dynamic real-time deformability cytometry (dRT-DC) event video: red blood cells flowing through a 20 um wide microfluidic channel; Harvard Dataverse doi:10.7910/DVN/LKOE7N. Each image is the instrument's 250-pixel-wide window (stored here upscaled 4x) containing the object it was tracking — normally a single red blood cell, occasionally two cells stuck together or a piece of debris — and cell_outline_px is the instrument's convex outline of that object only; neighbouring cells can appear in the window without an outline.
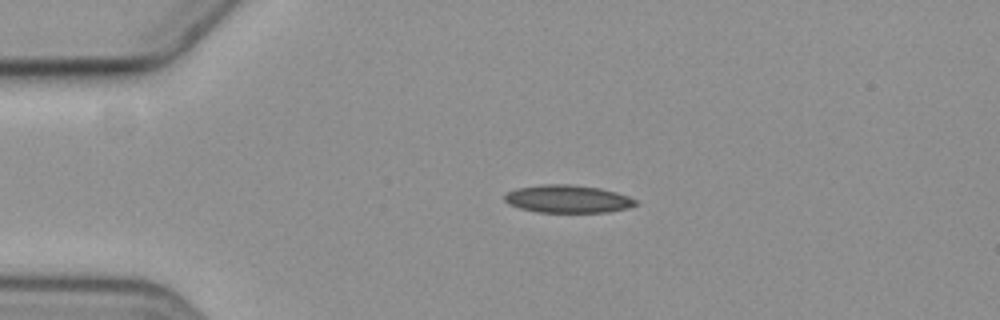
{"species": "common noctule bat (a hibernating species)", "species_latin": "Nyctalus noctula", "temperature_condition": "cold", "stored_images_in_passage": 3, "camera_frame_rate_fps": 3000, "um_per_image_px": 0.085, "animal": {"sex": "female", "body_mass_g": 19.3, "forearm_length_mm": 54.1}, "frame": {"image": 1, "passage_image": 2, "time_ms": 1.0, "image_size_px": [1000, 320], "cell_outline_px": [[636, 204], [628, 208], [608, 212], [536, 212], [520, 208], [508, 204], [504, 200], [504, 196], [508, 192], [516, 188], [540, 184], [568, 184], [600, 188], [616, 192], [628, 196], [636, 200]], "centroid_in_image_um": [48.23, 16.91], "position_along_channel_um": 36.8, "area_um2": 21.21}}